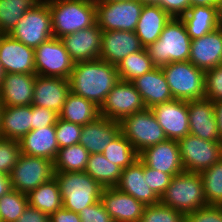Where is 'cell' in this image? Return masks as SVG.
Masks as SVG:
<instances>
[{"mask_svg": "<svg viewBox=\"0 0 222 222\" xmlns=\"http://www.w3.org/2000/svg\"><path fill=\"white\" fill-rule=\"evenodd\" d=\"M79 216L82 220L89 222H114L101 200L93 205L84 207L79 212Z\"/></svg>", "mask_w": 222, "mask_h": 222, "instance_id": "47", "label": "cell"}, {"mask_svg": "<svg viewBox=\"0 0 222 222\" xmlns=\"http://www.w3.org/2000/svg\"><path fill=\"white\" fill-rule=\"evenodd\" d=\"M143 100L132 82L120 80L99 108L101 116L114 121L144 110Z\"/></svg>", "mask_w": 222, "mask_h": 222, "instance_id": "13", "label": "cell"}, {"mask_svg": "<svg viewBox=\"0 0 222 222\" xmlns=\"http://www.w3.org/2000/svg\"><path fill=\"white\" fill-rule=\"evenodd\" d=\"M115 187L133 196L145 206L160 203V198L148 186L147 176H144V164L139 159L131 166L122 170L119 181Z\"/></svg>", "mask_w": 222, "mask_h": 222, "instance_id": "24", "label": "cell"}, {"mask_svg": "<svg viewBox=\"0 0 222 222\" xmlns=\"http://www.w3.org/2000/svg\"><path fill=\"white\" fill-rule=\"evenodd\" d=\"M85 172L102 187H115L119 181L122 169L111 163L102 153L90 154Z\"/></svg>", "mask_w": 222, "mask_h": 222, "instance_id": "33", "label": "cell"}, {"mask_svg": "<svg viewBox=\"0 0 222 222\" xmlns=\"http://www.w3.org/2000/svg\"><path fill=\"white\" fill-rule=\"evenodd\" d=\"M39 0H0V34H9Z\"/></svg>", "mask_w": 222, "mask_h": 222, "instance_id": "36", "label": "cell"}, {"mask_svg": "<svg viewBox=\"0 0 222 222\" xmlns=\"http://www.w3.org/2000/svg\"><path fill=\"white\" fill-rule=\"evenodd\" d=\"M218 27L222 29V0H219L217 6Z\"/></svg>", "mask_w": 222, "mask_h": 222, "instance_id": "54", "label": "cell"}, {"mask_svg": "<svg viewBox=\"0 0 222 222\" xmlns=\"http://www.w3.org/2000/svg\"><path fill=\"white\" fill-rule=\"evenodd\" d=\"M162 7L171 17L180 18L190 7V0H156V3Z\"/></svg>", "mask_w": 222, "mask_h": 222, "instance_id": "48", "label": "cell"}, {"mask_svg": "<svg viewBox=\"0 0 222 222\" xmlns=\"http://www.w3.org/2000/svg\"><path fill=\"white\" fill-rule=\"evenodd\" d=\"M199 174L207 205L222 206V159Z\"/></svg>", "mask_w": 222, "mask_h": 222, "instance_id": "38", "label": "cell"}, {"mask_svg": "<svg viewBox=\"0 0 222 222\" xmlns=\"http://www.w3.org/2000/svg\"><path fill=\"white\" fill-rule=\"evenodd\" d=\"M70 92L69 79L36 75L32 105L60 113Z\"/></svg>", "mask_w": 222, "mask_h": 222, "instance_id": "20", "label": "cell"}, {"mask_svg": "<svg viewBox=\"0 0 222 222\" xmlns=\"http://www.w3.org/2000/svg\"><path fill=\"white\" fill-rule=\"evenodd\" d=\"M96 23L102 31L134 32L144 3L138 0L103 1L95 0Z\"/></svg>", "mask_w": 222, "mask_h": 222, "instance_id": "9", "label": "cell"}, {"mask_svg": "<svg viewBox=\"0 0 222 222\" xmlns=\"http://www.w3.org/2000/svg\"><path fill=\"white\" fill-rule=\"evenodd\" d=\"M191 40L201 38L218 28L217 6H194L180 17Z\"/></svg>", "mask_w": 222, "mask_h": 222, "instance_id": "30", "label": "cell"}, {"mask_svg": "<svg viewBox=\"0 0 222 222\" xmlns=\"http://www.w3.org/2000/svg\"><path fill=\"white\" fill-rule=\"evenodd\" d=\"M103 1H115V2H120V1H130V0H103Z\"/></svg>", "mask_w": 222, "mask_h": 222, "instance_id": "57", "label": "cell"}, {"mask_svg": "<svg viewBox=\"0 0 222 222\" xmlns=\"http://www.w3.org/2000/svg\"><path fill=\"white\" fill-rule=\"evenodd\" d=\"M20 154L19 141L0 138V172L9 175Z\"/></svg>", "mask_w": 222, "mask_h": 222, "instance_id": "42", "label": "cell"}, {"mask_svg": "<svg viewBox=\"0 0 222 222\" xmlns=\"http://www.w3.org/2000/svg\"><path fill=\"white\" fill-rule=\"evenodd\" d=\"M156 66L149 58L145 48L125 57L117 65L119 79L132 82L141 75L152 71Z\"/></svg>", "mask_w": 222, "mask_h": 222, "instance_id": "35", "label": "cell"}, {"mask_svg": "<svg viewBox=\"0 0 222 222\" xmlns=\"http://www.w3.org/2000/svg\"><path fill=\"white\" fill-rule=\"evenodd\" d=\"M9 35L33 49L51 39L52 16L47 2L39 1L29 9Z\"/></svg>", "mask_w": 222, "mask_h": 222, "instance_id": "7", "label": "cell"}, {"mask_svg": "<svg viewBox=\"0 0 222 222\" xmlns=\"http://www.w3.org/2000/svg\"><path fill=\"white\" fill-rule=\"evenodd\" d=\"M191 38L181 18L172 17L155 43L145 50L156 67L189 61Z\"/></svg>", "mask_w": 222, "mask_h": 222, "instance_id": "3", "label": "cell"}, {"mask_svg": "<svg viewBox=\"0 0 222 222\" xmlns=\"http://www.w3.org/2000/svg\"><path fill=\"white\" fill-rule=\"evenodd\" d=\"M144 49L135 32L102 31L100 58L114 66L128 55Z\"/></svg>", "mask_w": 222, "mask_h": 222, "instance_id": "19", "label": "cell"}, {"mask_svg": "<svg viewBox=\"0 0 222 222\" xmlns=\"http://www.w3.org/2000/svg\"><path fill=\"white\" fill-rule=\"evenodd\" d=\"M120 129L138 154L150 146L167 140L164 130L150 108L124 117L120 121Z\"/></svg>", "mask_w": 222, "mask_h": 222, "instance_id": "8", "label": "cell"}, {"mask_svg": "<svg viewBox=\"0 0 222 222\" xmlns=\"http://www.w3.org/2000/svg\"><path fill=\"white\" fill-rule=\"evenodd\" d=\"M59 114L54 110L32 105L31 130L55 125Z\"/></svg>", "mask_w": 222, "mask_h": 222, "instance_id": "46", "label": "cell"}, {"mask_svg": "<svg viewBox=\"0 0 222 222\" xmlns=\"http://www.w3.org/2000/svg\"><path fill=\"white\" fill-rule=\"evenodd\" d=\"M81 132L82 125L58 118L55 124V135L59 149L79 144Z\"/></svg>", "mask_w": 222, "mask_h": 222, "instance_id": "41", "label": "cell"}, {"mask_svg": "<svg viewBox=\"0 0 222 222\" xmlns=\"http://www.w3.org/2000/svg\"><path fill=\"white\" fill-rule=\"evenodd\" d=\"M161 69L173 99L188 101L204 98L205 71L190 61L173 62Z\"/></svg>", "mask_w": 222, "mask_h": 222, "instance_id": "6", "label": "cell"}, {"mask_svg": "<svg viewBox=\"0 0 222 222\" xmlns=\"http://www.w3.org/2000/svg\"><path fill=\"white\" fill-rule=\"evenodd\" d=\"M28 204L49 216L63 207L62 196L56 178L42 183L28 194Z\"/></svg>", "mask_w": 222, "mask_h": 222, "instance_id": "32", "label": "cell"}, {"mask_svg": "<svg viewBox=\"0 0 222 222\" xmlns=\"http://www.w3.org/2000/svg\"><path fill=\"white\" fill-rule=\"evenodd\" d=\"M144 176H147V183L151 190L160 198L167 186L170 184L172 176L160 170H155L144 164Z\"/></svg>", "mask_w": 222, "mask_h": 222, "instance_id": "44", "label": "cell"}, {"mask_svg": "<svg viewBox=\"0 0 222 222\" xmlns=\"http://www.w3.org/2000/svg\"><path fill=\"white\" fill-rule=\"evenodd\" d=\"M138 159L148 167L176 176L184 172L180 158L179 143L167 139L139 153Z\"/></svg>", "mask_w": 222, "mask_h": 222, "instance_id": "17", "label": "cell"}, {"mask_svg": "<svg viewBox=\"0 0 222 222\" xmlns=\"http://www.w3.org/2000/svg\"><path fill=\"white\" fill-rule=\"evenodd\" d=\"M11 189L12 188L9 175H5L0 172V197L6 194Z\"/></svg>", "mask_w": 222, "mask_h": 222, "instance_id": "51", "label": "cell"}, {"mask_svg": "<svg viewBox=\"0 0 222 222\" xmlns=\"http://www.w3.org/2000/svg\"><path fill=\"white\" fill-rule=\"evenodd\" d=\"M28 205L27 194L11 189L0 197V222H16Z\"/></svg>", "mask_w": 222, "mask_h": 222, "instance_id": "39", "label": "cell"}, {"mask_svg": "<svg viewBox=\"0 0 222 222\" xmlns=\"http://www.w3.org/2000/svg\"><path fill=\"white\" fill-rule=\"evenodd\" d=\"M36 75L5 73L0 85L1 107L32 105Z\"/></svg>", "mask_w": 222, "mask_h": 222, "instance_id": "23", "label": "cell"}, {"mask_svg": "<svg viewBox=\"0 0 222 222\" xmlns=\"http://www.w3.org/2000/svg\"><path fill=\"white\" fill-rule=\"evenodd\" d=\"M150 109L167 139L179 141L189 134L188 101L173 99Z\"/></svg>", "mask_w": 222, "mask_h": 222, "instance_id": "15", "label": "cell"}, {"mask_svg": "<svg viewBox=\"0 0 222 222\" xmlns=\"http://www.w3.org/2000/svg\"><path fill=\"white\" fill-rule=\"evenodd\" d=\"M34 49L0 34V63L4 73L36 75Z\"/></svg>", "mask_w": 222, "mask_h": 222, "instance_id": "14", "label": "cell"}, {"mask_svg": "<svg viewBox=\"0 0 222 222\" xmlns=\"http://www.w3.org/2000/svg\"><path fill=\"white\" fill-rule=\"evenodd\" d=\"M54 38L91 27L96 23L95 0H49Z\"/></svg>", "mask_w": 222, "mask_h": 222, "instance_id": "2", "label": "cell"}, {"mask_svg": "<svg viewBox=\"0 0 222 222\" xmlns=\"http://www.w3.org/2000/svg\"><path fill=\"white\" fill-rule=\"evenodd\" d=\"M100 116L99 107L93 102L69 92L59 113V118L71 123L86 125Z\"/></svg>", "mask_w": 222, "mask_h": 222, "instance_id": "31", "label": "cell"}, {"mask_svg": "<svg viewBox=\"0 0 222 222\" xmlns=\"http://www.w3.org/2000/svg\"><path fill=\"white\" fill-rule=\"evenodd\" d=\"M138 222H186V215L161 203L144 207Z\"/></svg>", "mask_w": 222, "mask_h": 222, "instance_id": "40", "label": "cell"}, {"mask_svg": "<svg viewBox=\"0 0 222 222\" xmlns=\"http://www.w3.org/2000/svg\"><path fill=\"white\" fill-rule=\"evenodd\" d=\"M34 54L36 75L69 79L74 62L59 38L42 43Z\"/></svg>", "mask_w": 222, "mask_h": 222, "instance_id": "12", "label": "cell"}, {"mask_svg": "<svg viewBox=\"0 0 222 222\" xmlns=\"http://www.w3.org/2000/svg\"><path fill=\"white\" fill-rule=\"evenodd\" d=\"M189 61L203 71L222 64V29L218 27L191 40Z\"/></svg>", "mask_w": 222, "mask_h": 222, "instance_id": "22", "label": "cell"}, {"mask_svg": "<svg viewBox=\"0 0 222 222\" xmlns=\"http://www.w3.org/2000/svg\"><path fill=\"white\" fill-rule=\"evenodd\" d=\"M16 222H49V215L28 205Z\"/></svg>", "mask_w": 222, "mask_h": 222, "instance_id": "49", "label": "cell"}, {"mask_svg": "<svg viewBox=\"0 0 222 222\" xmlns=\"http://www.w3.org/2000/svg\"><path fill=\"white\" fill-rule=\"evenodd\" d=\"M186 222H222V206L207 205L186 215Z\"/></svg>", "mask_w": 222, "mask_h": 222, "instance_id": "45", "label": "cell"}, {"mask_svg": "<svg viewBox=\"0 0 222 222\" xmlns=\"http://www.w3.org/2000/svg\"><path fill=\"white\" fill-rule=\"evenodd\" d=\"M4 71H3V69H2V66H1V63H0V85H1V82H2V79H3V77H4Z\"/></svg>", "mask_w": 222, "mask_h": 222, "instance_id": "55", "label": "cell"}, {"mask_svg": "<svg viewBox=\"0 0 222 222\" xmlns=\"http://www.w3.org/2000/svg\"><path fill=\"white\" fill-rule=\"evenodd\" d=\"M144 4L156 3V0H138Z\"/></svg>", "mask_w": 222, "mask_h": 222, "instance_id": "56", "label": "cell"}, {"mask_svg": "<svg viewBox=\"0 0 222 222\" xmlns=\"http://www.w3.org/2000/svg\"><path fill=\"white\" fill-rule=\"evenodd\" d=\"M178 143L186 172L200 173L222 159V141H207L188 134Z\"/></svg>", "mask_w": 222, "mask_h": 222, "instance_id": "11", "label": "cell"}, {"mask_svg": "<svg viewBox=\"0 0 222 222\" xmlns=\"http://www.w3.org/2000/svg\"><path fill=\"white\" fill-rule=\"evenodd\" d=\"M22 154L42 157L54 162L59 146L55 135V125L31 130L19 140Z\"/></svg>", "mask_w": 222, "mask_h": 222, "instance_id": "29", "label": "cell"}, {"mask_svg": "<svg viewBox=\"0 0 222 222\" xmlns=\"http://www.w3.org/2000/svg\"><path fill=\"white\" fill-rule=\"evenodd\" d=\"M215 117L218 124V132L222 141V101L214 103Z\"/></svg>", "mask_w": 222, "mask_h": 222, "instance_id": "52", "label": "cell"}, {"mask_svg": "<svg viewBox=\"0 0 222 222\" xmlns=\"http://www.w3.org/2000/svg\"><path fill=\"white\" fill-rule=\"evenodd\" d=\"M171 18L158 4H144L134 31L144 48L157 41Z\"/></svg>", "mask_w": 222, "mask_h": 222, "instance_id": "28", "label": "cell"}, {"mask_svg": "<svg viewBox=\"0 0 222 222\" xmlns=\"http://www.w3.org/2000/svg\"><path fill=\"white\" fill-rule=\"evenodd\" d=\"M74 63L100 58L102 30L97 23L60 38Z\"/></svg>", "mask_w": 222, "mask_h": 222, "instance_id": "16", "label": "cell"}, {"mask_svg": "<svg viewBox=\"0 0 222 222\" xmlns=\"http://www.w3.org/2000/svg\"><path fill=\"white\" fill-rule=\"evenodd\" d=\"M101 201L114 222H138L145 205L116 187L104 188Z\"/></svg>", "mask_w": 222, "mask_h": 222, "instance_id": "21", "label": "cell"}, {"mask_svg": "<svg viewBox=\"0 0 222 222\" xmlns=\"http://www.w3.org/2000/svg\"><path fill=\"white\" fill-rule=\"evenodd\" d=\"M102 154L122 170L131 166L139 156L131 142L121 132L106 146Z\"/></svg>", "mask_w": 222, "mask_h": 222, "instance_id": "37", "label": "cell"}, {"mask_svg": "<svg viewBox=\"0 0 222 222\" xmlns=\"http://www.w3.org/2000/svg\"><path fill=\"white\" fill-rule=\"evenodd\" d=\"M32 105L0 108V138L19 141L31 131Z\"/></svg>", "mask_w": 222, "mask_h": 222, "instance_id": "27", "label": "cell"}, {"mask_svg": "<svg viewBox=\"0 0 222 222\" xmlns=\"http://www.w3.org/2000/svg\"><path fill=\"white\" fill-rule=\"evenodd\" d=\"M204 98L213 103L222 101V64L205 71Z\"/></svg>", "mask_w": 222, "mask_h": 222, "instance_id": "43", "label": "cell"}, {"mask_svg": "<svg viewBox=\"0 0 222 222\" xmlns=\"http://www.w3.org/2000/svg\"><path fill=\"white\" fill-rule=\"evenodd\" d=\"M189 134L207 141H221L214 103L206 98L188 100Z\"/></svg>", "mask_w": 222, "mask_h": 222, "instance_id": "18", "label": "cell"}, {"mask_svg": "<svg viewBox=\"0 0 222 222\" xmlns=\"http://www.w3.org/2000/svg\"><path fill=\"white\" fill-rule=\"evenodd\" d=\"M146 108L173 100L161 67L141 75L132 81Z\"/></svg>", "mask_w": 222, "mask_h": 222, "instance_id": "26", "label": "cell"}, {"mask_svg": "<svg viewBox=\"0 0 222 222\" xmlns=\"http://www.w3.org/2000/svg\"><path fill=\"white\" fill-rule=\"evenodd\" d=\"M219 0H190V7L194 6H218Z\"/></svg>", "mask_w": 222, "mask_h": 222, "instance_id": "53", "label": "cell"}, {"mask_svg": "<svg viewBox=\"0 0 222 222\" xmlns=\"http://www.w3.org/2000/svg\"><path fill=\"white\" fill-rule=\"evenodd\" d=\"M160 203L185 215L207 206L200 174L184 171L173 176Z\"/></svg>", "mask_w": 222, "mask_h": 222, "instance_id": "5", "label": "cell"}, {"mask_svg": "<svg viewBox=\"0 0 222 222\" xmlns=\"http://www.w3.org/2000/svg\"><path fill=\"white\" fill-rule=\"evenodd\" d=\"M119 81L117 66L101 59L74 63L69 77L70 91L99 108Z\"/></svg>", "mask_w": 222, "mask_h": 222, "instance_id": "1", "label": "cell"}, {"mask_svg": "<svg viewBox=\"0 0 222 222\" xmlns=\"http://www.w3.org/2000/svg\"><path fill=\"white\" fill-rule=\"evenodd\" d=\"M63 207L69 211L79 213L84 207L101 200L102 187L85 171L55 172Z\"/></svg>", "mask_w": 222, "mask_h": 222, "instance_id": "4", "label": "cell"}, {"mask_svg": "<svg viewBox=\"0 0 222 222\" xmlns=\"http://www.w3.org/2000/svg\"><path fill=\"white\" fill-rule=\"evenodd\" d=\"M90 153L81 144L60 148L54 160V172L85 171Z\"/></svg>", "mask_w": 222, "mask_h": 222, "instance_id": "34", "label": "cell"}, {"mask_svg": "<svg viewBox=\"0 0 222 222\" xmlns=\"http://www.w3.org/2000/svg\"><path fill=\"white\" fill-rule=\"evenodd\" d=\"M54 174L52 160L21 153L9 174L11 188L28 194L42 183L54 178Z\"/></svg>", "mask_w": 222, "mask_h": 222, "instance_id": "10", "label": "cell"}, {"mask_svg": "<svg viewBox=\"0 0 222 222\" xmlns=\"http://www.w3.org/2000/svg\"><path fill=\"white\" fill-rule=\"evenodd\" d=\"M120 132L119 121L100 115L94 121L82 125L79 144L84 146L90 154L102 153Z\"/></svg>", "mask_w": 222, "mask_h": 222, "instance_id": "25", "label": "cell"}, {"mask_svg": "<svg viewBox=\"0 0 222 222\" xmlns=\"http://www.w3.org/2000/svg\"><path fill=\"white\" fill-rule=\"evenodd\" d=\"M79 213L69 211L64 207L57 209L49 216V222H80Z\"/></svg>", "mask_w": 222, "mask_h": 222, "instance_id": "50", "label": "cell"}]
</instances>
